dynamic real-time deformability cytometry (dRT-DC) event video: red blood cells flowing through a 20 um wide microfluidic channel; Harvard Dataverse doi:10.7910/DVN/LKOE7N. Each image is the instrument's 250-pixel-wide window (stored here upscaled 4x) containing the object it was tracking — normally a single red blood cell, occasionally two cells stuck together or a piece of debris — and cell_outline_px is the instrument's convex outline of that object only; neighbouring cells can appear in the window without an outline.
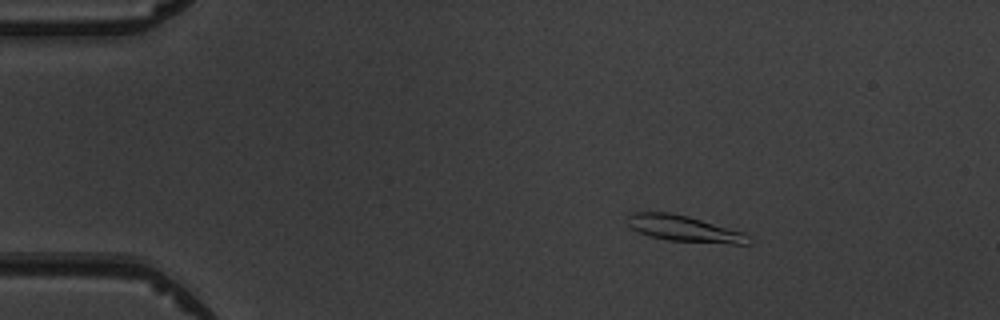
{"species": "common noctule bat (a hibernating species)", "species_latin": "Nyctalus noctula", "temperature_condition": "warm", "stored_images_in_passage": 4, "camera_frame_rate_fps": 3000, "um_per_image_px": 0.085, "animal": {"sex": "male", "body_mass_g": 19.5, "forearm_length_mm": 54.6}, "frame": {"image": 1, "passage_image": 2, "time_ms": 2.0, "image_size_px": [1000, 320], "cell_outline_px": [[752, 240], [748, 244], [732, 244], [668, 240], [648, 236], [632, 228], [628, 224], [628, 216], [632, 212], [672, 212], [688, 216], [744, 232]], "centroid_in_image_um": [58.17, 19.43], "position_along_channel_um": 26.8, "area_um2": 18.38}}